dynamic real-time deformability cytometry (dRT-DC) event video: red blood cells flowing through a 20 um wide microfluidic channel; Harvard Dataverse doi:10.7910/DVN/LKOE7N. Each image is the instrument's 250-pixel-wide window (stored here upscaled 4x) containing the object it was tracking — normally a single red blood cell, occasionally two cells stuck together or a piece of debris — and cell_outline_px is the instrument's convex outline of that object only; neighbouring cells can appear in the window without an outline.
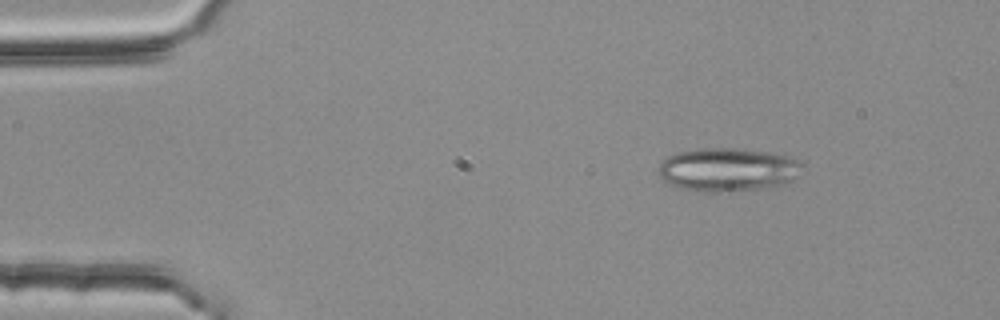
{"species": "common noctule bat (a hibernating species)", "species_latin": "Nyctalus noctula", "temperature_condition": "room temperature", "stored_images_in_passage": 3, "camera_frame_rate_fps": 3000, "um_per_image_px": 0.085, "animal": {"sex": "female", "body_mass_g": 25.1}, "frame": {"image": 1, "passage_image": 2, "time_ms": 0.333, "image_size_px": [1000, 320], "cell_outline_px": [[804, 164], [792, 180], [780, 184], [756, 188], [720, 192], [704, 192], [676, 188], [668, 184], [656, 172], [660, 164], [668, 156], [676, 152], [704, 148], [732, 148], [772, 152], [788, 156]], "centroid_in_image_um": [61.78, 14.41], "position_along_channel_um": 23.2, "area_um2": 36.24}}